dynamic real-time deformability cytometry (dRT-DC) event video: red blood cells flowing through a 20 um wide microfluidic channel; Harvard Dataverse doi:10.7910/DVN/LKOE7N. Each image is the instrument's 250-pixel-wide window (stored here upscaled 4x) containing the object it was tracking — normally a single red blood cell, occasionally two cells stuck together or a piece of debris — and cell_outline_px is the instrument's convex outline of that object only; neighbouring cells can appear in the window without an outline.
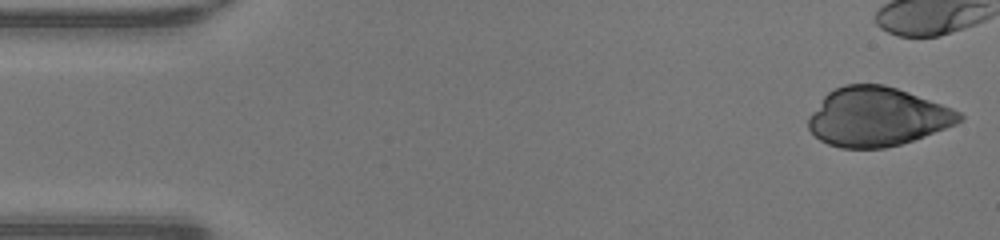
{"species": "human", "species_latin": "Homo sapiens", "temperature_condition": "warm", "stored_images_in_passage": 17, "camera_frame_rate_fps": 3000, "um_per_image_px": 0.085, "donor": {"sex": "male"}, "frame": {"image": 1, "passage_image": 1, "time_ms": 0.0, "image_size_px": [1000, 240], "cell_outline_px": [[964, 120], [956, 124], [924, 136], [900, 144], [884, 148], [840, 148], [828, 144], [820, 140], [808, 128], [808, 116], [824, 96], [828, 92], [844, 84], [884, 84], [908, 92], [952, 108], [960, 112], [964, 116]], "centroid_in_image_um": [74.54, 9.93], "position_along_channel_um": 10.5, "area_um2": 51.67}}